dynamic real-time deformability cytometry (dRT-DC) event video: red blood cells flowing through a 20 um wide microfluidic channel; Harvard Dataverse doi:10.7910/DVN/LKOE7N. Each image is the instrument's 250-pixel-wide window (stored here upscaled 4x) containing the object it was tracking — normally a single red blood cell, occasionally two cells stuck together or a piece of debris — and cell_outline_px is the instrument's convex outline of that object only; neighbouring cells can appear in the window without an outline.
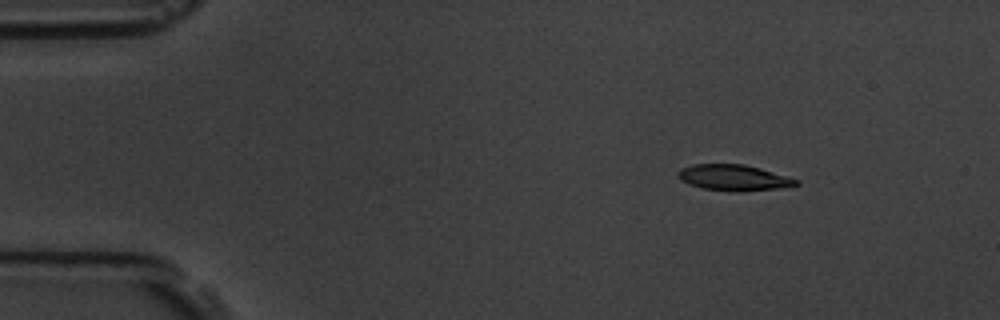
{"species": "common noctule bat (a hibernating species)", "species_latin": "Nyctalus noctula", "temperature_condition": "room temperature", "stored_images_in_passage": 4, "camera_frame_rate_fps": 3000, "um_per_image_px": 0.085, "animal": {"sex": "male", "body_mass_g": 19.5, "forearm_length_mm": 54.6}, "frame": {"image": 1, "passage_image": 1, "time_ms": 0.0, "image_size_px": [1000, 320], "cell_outline_px": [[800, 184], [776, 188], [736, 192], [728, 192], [700, 188], [688, 184], [680, 180], [676, 176], [676, 172], [680, 168], [692, 164], [744, 164], [760, 168], [800, 180]], "centroid_in_image_um": [62.29, 15.1], "position_along_channel_um": 22.7, "area_um2": 18.09}}
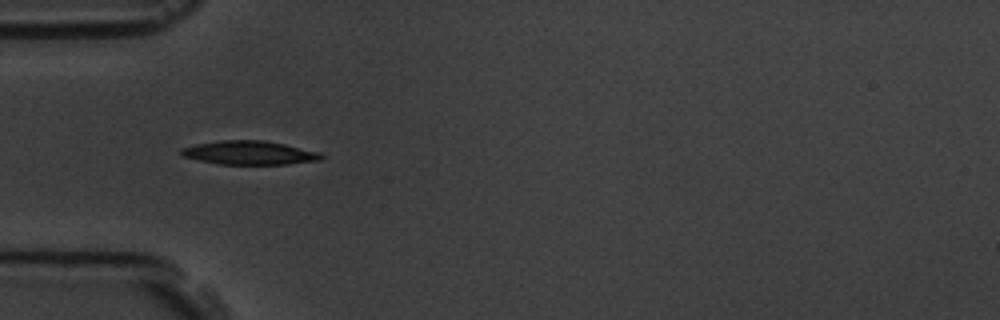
{"frame": {"image": 2, "passage_image": 3, "time_ms": 3.333, "image_size_px": [1000, 320], "cell_outline_px": [[324, 156], [320, 160], [288, 164], [216, 164], [184, 156], [180, 152], [180, 148], [196, 144], [220, 140], [264, 140], [284, 144], [320, 152]], "centroid_in_image_um": [21.2, 12.98], "position_along_channel_um": 63.8, "area_um2": 19.31}}
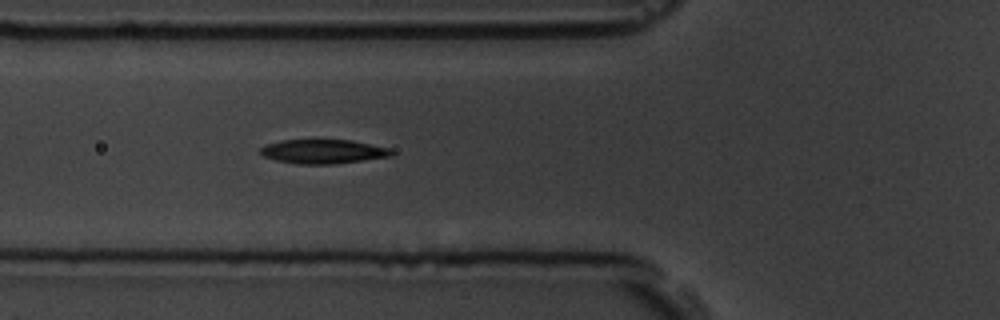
{"frame": {"image": 3, "passage_image": 4, "time_ms": 4.333, "image_size_px": [1000, 320], "cell_outline_px": [[396, 152], [392, 156], [332, 164], [296, 164], [276, 160], [264, 156], [260, 152], [260, 148], [264, 144], [280, 140], [352, 140], [392, 148]], "centroid_in_image_um": [27.49, 12.87], "position_along_channel_um": 98.3, "area_um2": 18.61}}